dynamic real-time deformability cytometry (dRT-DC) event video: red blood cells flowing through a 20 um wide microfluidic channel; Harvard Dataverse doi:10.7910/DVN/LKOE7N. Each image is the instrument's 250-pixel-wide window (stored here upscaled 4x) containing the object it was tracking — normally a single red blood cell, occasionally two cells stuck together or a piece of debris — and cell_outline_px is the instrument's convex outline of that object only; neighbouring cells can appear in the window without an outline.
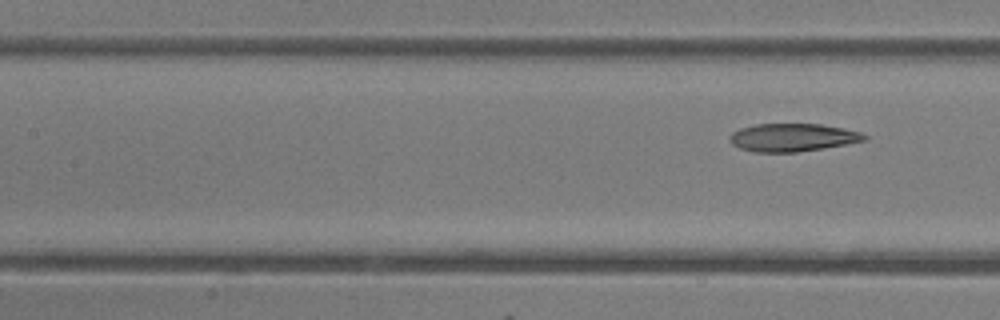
{"species": "common noctule bat (a hibernating species)", "species_latin": "Nyctalus noctula", "temperature_condition": "room temperature", "stored_images_in_passage": 7, "segment_of_instrument_passage": [2, 2], "camera_frame_rate_fps": 3000, "um_per_image_px": 0.085, "animal": {"sex": "female"}, "frame": {"image": 1, "passage_image": 7, "time_ms": 7.0, "image_size_px": [1000, 320], "cell_outline_px": [[868, 140], [848, 144], [824, 148], [796, 152], [752, 152], [740, 148], [732, 144], [728, 140], [728, 136], [732, 132], [740, 128], [756, 124], [820, 124], [844, 128], [860, 132], [868, 136]], "centroid_in_image_um": [67.37, 11.69], "position_along_channel_um": 140.0, "area_um2": 22.14}}